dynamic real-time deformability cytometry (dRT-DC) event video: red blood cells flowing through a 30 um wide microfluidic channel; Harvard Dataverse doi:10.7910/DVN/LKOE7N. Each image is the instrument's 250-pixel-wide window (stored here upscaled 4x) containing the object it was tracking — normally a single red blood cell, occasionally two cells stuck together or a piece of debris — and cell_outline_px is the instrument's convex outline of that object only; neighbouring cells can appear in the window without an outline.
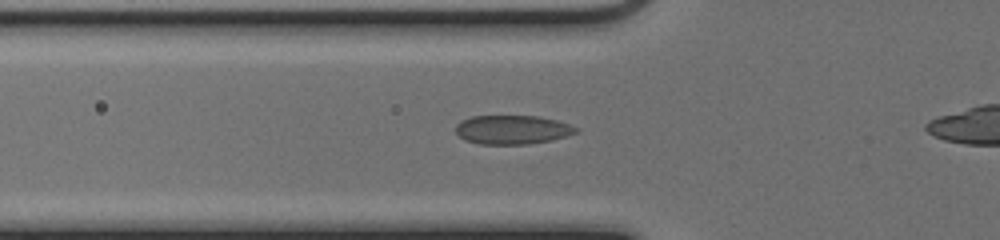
{"species": "common noctule bat (a hibernating species)", "species_latin": "Nyctalus noctula", "temperature_condition": "cold", "stored_images_in_passage": 31, "camera_frame_rate_fps": 3000, "um_per_image_px": 0.085, "animal": {"sex": "female", "body_mass_g": 17.0, "forearm_length_mm": 48.0}, "frame": {"image": 1, "passage_image": 5, "time_ms": 1.333, "image_size_px": [1000, 240], "cell_outline_px": [[580, 132], [552, 140], [528, 144], [480, 144], [464, 140], [456, 132], [456, 124], [460, 120], [472, 116], [540, 116], [556, 120], [580, 128]], "centroid_in_image_um": [43.56, 11.02], "position_along_channel_um": 82.2, "area_um2": 20.46}}
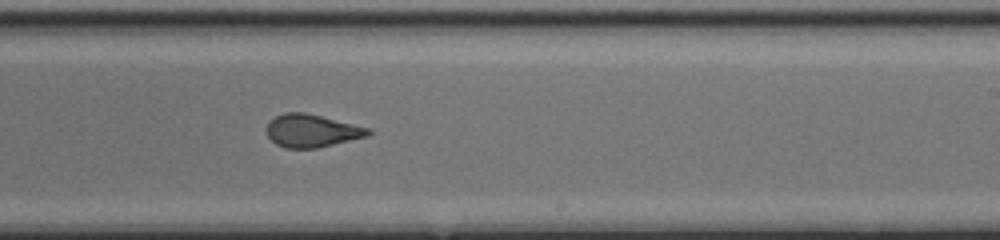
{"frame": {"image": 2, "passage_image": 18, "time_ms": 5.667, "image_size_px": [1000, 240], "cell_outline_px": [[372, 132], [368, 136], [316, 148], [284, 148], [276, 144], [268, 136], [268, 124], [276, 116], [284, 112], [304, 112], [372, 128]], "centroid_in_image_um": [26.54, 11.11], "position_along_channel_um": 262.5, "area_um2": 19.31}}
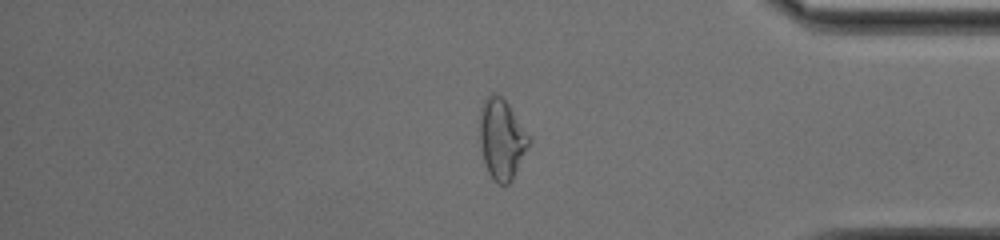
{"frame": {"image": 3, "passage_image": 29, "time_ms": 9.333, "image_size_px": [1000, 240], "cell_outline_px": [[528, 144], [512, 180], [508, 184], [500, 184], [492, 180], [484, 164], [480, 144], [480, 108], [484, 100], [492, 92], [496, 92], [508, 104], [528, 136]], "centroid_in_image_um": [42.59, 11.82], "position_along_channel_um": 392.6, "area_um2": 22.48}, "authors_computed_cell_mechanics": {"area_um2": 20.0566, "velocity_mm_per_s": 4.1551, "shape_relaxation_time_tau1_ms": 8.9145, "shape_relaxation_time_tau2_ms": 1.0612, "deformation_change_tau1": 0.2226, "deformation_change_tau2": 0.0567}}